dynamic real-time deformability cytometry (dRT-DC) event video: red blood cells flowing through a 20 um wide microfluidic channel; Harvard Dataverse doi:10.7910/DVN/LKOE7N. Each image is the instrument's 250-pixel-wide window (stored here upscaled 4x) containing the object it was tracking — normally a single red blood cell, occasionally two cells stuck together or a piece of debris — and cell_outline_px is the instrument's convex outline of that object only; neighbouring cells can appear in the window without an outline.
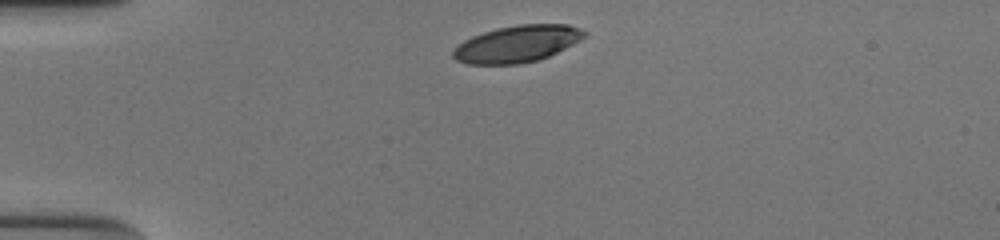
{"species": "human", "species_latin": "Homo sapiens", "temperature_condition": "cold", "stored_images_in_passage": 32, "camera_frame_rate_fps": 3000, "um_per_image_px": 0.085, "donor": {"sex": "male"}, "frame": {"image": 1, "passage_image": 1, "time_ms": 0.0, "image_size_px": [1000, 240], "cell_outline_px": [[588, 32], [580, 40], [548, 56], [536, 60], [516, 64], [468, 64], [456, 60], [452, 56], [452, 52], [464, 40], [472, 36], [484, 32], [516, 24], [568, 24]], "centroid_in_image_um": [43.95, 3.72], "position_along_channel_um": 41.1, "area_um2": 27.74}}
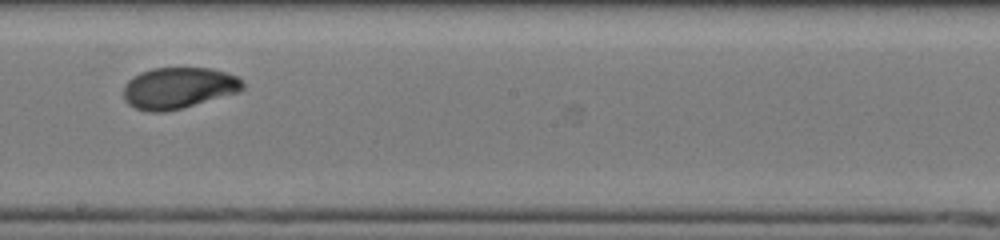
{"frame": {"image": 2, "passage_image": 19, "time_ms": 6.0, "image_size_px": [1000, 240], "cell_outline_px": [[244, 88], [240, 92], [180, 108], [164, 112], [148, 112], [136, 108], [128, 104], [124, 100], [124, 84], [132, 76], [140, 72], [152, 68], [208, 68], [224, 72], [236, 76], [244, 80]], "centroid_in_image_um": [15.15, 7.47], "position_along_channel_um": 233.0, "area_um2": 28.73}}
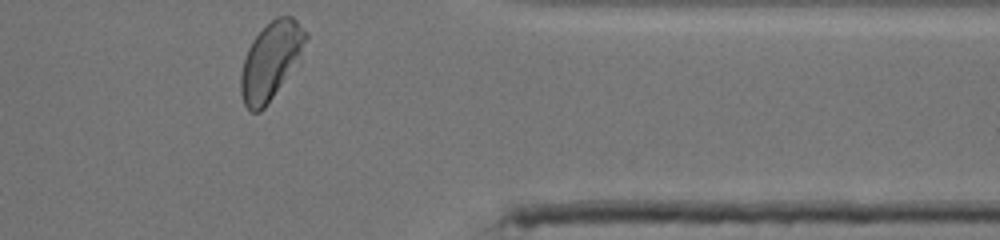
{"frame": {"image": 3, "passage_image": 32, "time_ms": 10.333, "image_size_px": [1000, 240], "cell_outline_px": [[308, 36], [300, 60], [264, 108], [260, 112], [248, 112], [244, 104], [240, 92], [240, 76], [244, 60], [248, 48], [252, 40], [276, 16], [292, 16], [308, 32]], "centroid_in_image_um": [23.03, 5.18], "position_along_channel_um": 388.4, "area_um2": 29.19}, "authors_computed_cell_mechanics": {"area_um2": 28.9867, "velocity_mm_per_s": 3.861, "shape_relaxation_time_tau1_ms": 3.8262, "shape_relaxation_time_tau2_ms": 1.1784, "deformation_change_tau1": 0.1889, "deformation_change_tau2": 0.0321}}